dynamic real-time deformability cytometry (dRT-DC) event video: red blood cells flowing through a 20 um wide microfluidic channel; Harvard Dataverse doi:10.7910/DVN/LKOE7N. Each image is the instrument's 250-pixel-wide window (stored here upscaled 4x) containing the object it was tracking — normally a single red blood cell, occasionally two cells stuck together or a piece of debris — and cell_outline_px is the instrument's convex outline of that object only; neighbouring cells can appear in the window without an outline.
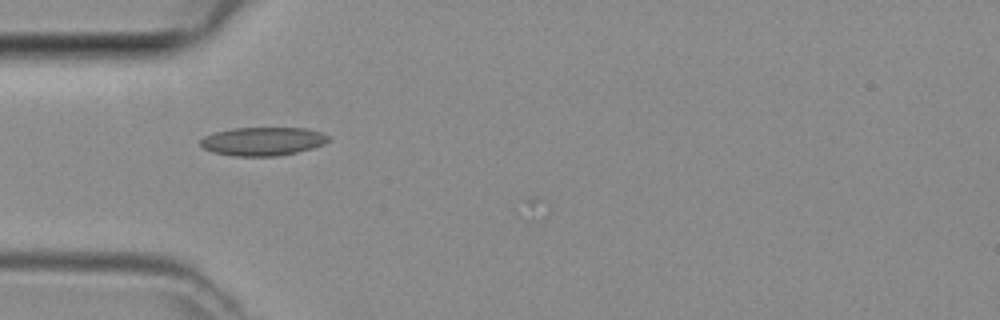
{"species": "common noctule bat (a hibernating species)", "species_latin": "Nyctalus noctula", "temperature_condition": "room temperature", "stored_images_in_passage": 3, "camera_frame_rate_fps": 3000, "um_per_image_px": 0.085, "animal": {"sex": "female", "body_mass_g": 29.2, "forearm_length_mm": 56.3}, "frame": {"image": 1, "passage_image": 1, "time_ms": 0.0, "image_size_px": [1000, 320], "cell_outline_px": [[328, 140], [324, 144], [312, 148], [296, 152], [276, 156], [236, 156], [212, 152], [204, 148], [200, 144], [200, 140], [204, 136], [216, 132], [232, 128], [304, 128], [320, 132], [328, 136]], "centroid_in_image_um": [22.31, 12.01], "position_along_channel_um": 62.7, "area_um2": 21.04}}